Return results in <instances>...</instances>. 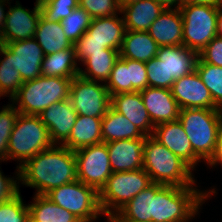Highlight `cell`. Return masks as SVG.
<instances>
[{
	"mask_svg": "<svg viewBox=\"0 0 222 222\" xmlns=\"http://www.w3.org/2000/svg\"><path fill=\"white\" fill-rule=\"evenodd\" d=\"M75 180V153L62 145L41 151L18 169V181L35 188L37 195H46L52 189Z\"/></svg>",
	"mask_w": 222,
	"mask_h": 222,
	"instance_id": "1",
	"label": "cell"
},
{
	"mask_svg": "<svg viewBox=\"0 0 222 222\" xmlns=\"http://www.w3.org/2000/svg\"><path fill=\"white\" fill-rule=\"evenodd\" d=\"M178 120L189 138L194 153L207 165L219 149L221 109H180Z\"/></svg>",
	"mask_w": 222,
	"mask_h": 222,
	"instance_id": "2",
	"label": "cell"
},
{
	"mask_svg": "<svg viewBox=\"0 0 222 222\" xmlns=\"http://www.w3.org/2000/svg\"><path fill=\"white\" fill-rule=\"evenodd\" d=\"M215 193V188L203 192L195 185L163 186L153 198V222H188Z\"/></svg>",
	"mask_w": 222,
	"mask_h": 222,
	"instance_id": "3",
	"label": "cell"
},
{
	"mask_svg": "<svg viewBox=\"0 0 222 222\" xmlns=\"http://www.w3.org/2000/svg\"><path fill=\"white\" fill-rule=\"evenodd\" d=\"M143 169L152 183L188 187L196 184L193 169L152 136L144 143Z\"/></svg>",
	"mask_w": 222,
	"mask_h": 222,
	"instance_id": "4",
	"label": "cell"
},
{
	"mask_svg": "<svg viewBox=\"0 0 222 222\" xmlns=\"http://www.w3.org/2000/svg\"><path fill=\"white\" fill-rule=\"evenodd\" d=\"M72 79L39 76L25 81L11 99L12 104L19 113L40 115L53 103L69 99Z\"/></svg>",
	"mask_w": 222,
	"mask_h": 222,
	"instance_id": "5",
	"label": "cell"
},
{
	"mask_svg": "<svg viewBox=\"0 0 222 222\" xmlns=\"http://www.w3.org/2000/svg\"><path fill=\"white\" fill-rule=\"evenodd\" d=\"M47 127L42 123L39 115L20 113L11 132L8 142V160L20 162L18 169L36 154L53 146Z\"/></svg>",
	"mask_w": 222,
	"mask_h": 222,
	"instance_id": "6",
	"label": "cell"
},
{
	"mask_svg": "<svg viewBox=\"0 0 222 222\" xmlns=\"http://www.w3.org/2000/svg\"><path fill=\"white\" fill-rule=\"evenodd\" d=\"M152 184L150 176L141 168L135 171L112 172L107 183L99 192L100 207L109 222L139 192Z\"/></svg>",
	"mask_w": 222,
	"mask_h": 222,
	"instance_id": "7",
	"label": "cell"
},
{
	"mask_svg": "<svg viewBox=\"0 0 222 222\" xmlns=\"http://www.w3.org/2000/svg\"><path fill=\"white\" fill-rule=\"evenodd\" d=\"M220 5L187 4L179 7L183 19V45L198 54L217 36Z\"/></svg>",
	"mask_w": 222,
	"mask_h": 222,
	"instance_id": "8",
	"label": "cell"
},
{
	"mask_svg": "<svg viewBox=\"0 0 222 222\" xmlns=\"http://www.w3.org/2000/svg\"><path fill=\"white\" fill-rule=\"evenodd\" d=\"M45 196L74 214L79 220L93 219L104 215L100 207L99 192L78 179L52 189Z\"/></svg>",
	"mask_w": 222,
	"mask_h": 222,
	"instance_id": "9",
	"label": "cell"
},
{
	"mask_svg": "<svg viewBox=\"0 0 222 222\" xmlns=\"http://www.w3.org/2000/svg\"><path fill=\"white\" fill-rule=\"evenodd\" d=\"M70 102L78 115L103 118L111 107V96L105 83L92 81L81 76L72 79Z\"/></svg>",
	"mask_w": 222,
	"mask_h": 222,
	"instance_id": "10",
	"label": "cell"
},
{
	"mask_svg": "<svg viewBox=\"0 0 222 222\" xmlns=\"http://www.w3.org/2000/svg\"><path fill=\"white\" fill-rule=\"evenodd\" d=\"M74 153L77 179L100 192L112 174L106 143L101 142L83 147Z\"/></svg>",
	"mask_w": 222,
	"mask_h": 222,
	"instance_id": "11",
	"label": "cell"
},
{
	"mask_svg": "<svg viewBox=\"0 0 222 222\" xmlns=\"http://www.w3.org/2000/svg\"><path fill=\"white\" fill-rule=\"evenodd\" d=\"M170 90L180 109H219L196 70L175 80Z\"/></svg>",
	"mask_w": 222,
	"mask_h": 222,
	"instance_id": "12",
	"label": "cell"
},
{
	"mask_svg": "<svg viewBox=\"0 0 222 222\" xmlns=\"http://www.w3.org/2000/svg\"><path fill=\"white\" fill-rule=\"evenodd\" d=\"M8 8V15L1 31L3 44L33 38L38 21L42 14L39 0H36L32 11L22 7L19 1Z\"/></svg>",
	"mask_w": 222,
	"mask_h": 222,
	"instance_id": "13",
	"label": "cell"
},
{
	"mask_svg": "<svg viewBox=\"0 0 222 222\" xmlns=\"http://www.w3.org/2000/svg\"><path fill=\"white\" fill-rule=\"evenodd\" d=\"M5 45L11 50V65L20 73L23 82L42 76L44 54L34 37Z\"/></svg>",
	"mask_w": 222,
	"mask_h": 222,
	"instance_id": "14",
	"label": "cell"
},
{
	"mask_svg": "<svg viewBox=\"0 0 222 222\" xmlns=\"http://www.w3.org/2000/svg\"><path fill=\"white\" fill-rule=\"evenodd\" d=\"M152 137L185 161L193 170L198 162H201V159L194 153L191 142L179 120L156 125Z\"/></svg>",
	"mask_w": 222,
	"mask_h": 222,
	"instance_id": "15",
	"label": "cell"
},
{
	"mask_svg": "<svg viewBox=\"0 0 222 222\" xmlns=\"http://www.w3.org/2000/svg\"><path fill=\"white\" fill-rule=\"evenodd\" d=\"M77 115L70 99H66L53 103L39 117L47 127L52 143L62 145L68 139Z\"/></svg>",
	"mask_w": 222,
	"mask_h": 222,
	"instance_id": "16",
	"label": "cell"
},
{
	"mask_svg": "<svg viewBox=\"0 0 222 222\" xmlns=\"http://www.w3.org/2000/svg\"><path fill=\"white\" fill-rule=\"evenodd\" d=\"M146 137L106 143L112 172L135 171L143 168Z\"/></svg>",
	"mask_w": 222,
	"mask_h": 222,
	"instance_id": "17",
	"label": "cell"
},
{
	"mask_svg": "<svg viewBox=\"0 0 222 222\" xmlns=\"http://www.w3.org/2000/svg\"><path fill=\"white\" fill-rule=\"evenodd\" d=\"M140 94L154 126L178 120L180 108L170 89L148 86Z\"/></svg>",
	"mask_w": 222,
	"mask_h": 222,
	"instance_id": "18",
	"label": "cell"
},
{
	"mask_svg": "<svg viewBox=\"0 0 222 222\" xmlns=\"http://www.w3.org/2000/svg\"><path fill=\"white\" fill-rule=\"evenodd\" d=\"M156 58L166 66L167 89H171L175 80L195 70L198 53L184 45L159 47Z\"/></svg>",
	"mask_w": 222,
	"mask_h": 222,
	"instance_id": "19",
	"label": "cell"
},
{
	"mask_svg": "<svg viewBox=\"0 0 222 222\" xmlns=\"http://www.w3.org/2000/svg\"><path fill=\"white\" fill-rule=\"evenodd\" d=\"M111 107L124 115L144 135L152 136L155 126L148 115L140 92L112 95Z\"/></svg>",
	"mask_w": 222,
	"mask_h": 222,
	"instance_id": "20",
	"label": "cell"
},
{
	"mask_svg": "<svg viewBox=\"0 0 222 222\" xmlns=\"http://www.w3.org/2000/svg\"><path fill=\"white\" fill-rule=\"evenodd\" d=\"M147 32L159 47L183 45V19L180 9H164Z\"/></svg>",
	"mask_w": 222,
	"mask_h": 222,
	"instance_id": "21",
	"label": "cell"
},
{
	"mask_svg": "<svg viewBox=\"0 0 222 222\" xmlns=\"http://www.w3.org/2000/svg\"><path fill=\"white\" fill-rule=\"evenodd\" d=\"M118 17L112 15L92 19L86 31V41H97L105 48L120 51L126 29L123 16Z\"/></svg>",
	"mask_w": 222,
	"mask_h": 222,
	"instance_id": "22",
	"label": "cell"
},
{
	"mask_svg": "<svg viewBox=\"0 0 222 222\" xmlns=\"http://www.w3.org/2000/svg\"><path fill=\"white\" fill-rule=\"evenodd\" d=\"M164 8L155 0H138L121 9L126 30L148 31Z\"/></svg>",
	"mask_w": 222,
	"mask_h": 222,
	"instance_id": "23",
	"label": "cell"
},
{
	"mask_svg": "<svg viewBox=\"0 0 222 222\" xmlns=\"http://www.w3.org/2000/svg\"><path fill=\"white\" fill-rule=\"evenodd\" d=\"M163 186L162 184L152 183L146 189L139 192L117 213L109 217V219L153 222V198Z\"/></svg>",
	"mask_w": 222,
	"mask_h": 222,
	"instance_id": "24",
	"label": "cell"
},
{
	"mask_svg": "<svg viewBox=\"0 0 222 222\" xmlns=\"http://www.w3.org/2000/svg\"><path fill=\"white\" fill-rule=\"evenodd\" d=\"M159 46L147 31L126 30L119 51L121 58L147 62L156 57Z\"/></svg>",
	"mask_w": 222,
	"mask_h": 222,
	"instance_id": "25",
	"label": "cell"
},
{
	"mask_svg": "<svg viewBox=\"0 0 222 222\" xmlns=\"http://www.w3.org/2000/svg\"><path fill=\"white\" fill-rule=\"evenodd\" d=\"M102 118L77 115L68 139L62 144L72 151L103 142Z\"/></svg>",
	"mask_w": 222,
	"mask_h": 222,
	"instance_id": "26",
	"label": "cell"
},
{
	"mask_svg": "<svg viewBox=\"0 0 222 222\" xmlns=\"http://www.w3.org/2000/svg\"><path fill=\"white\" fill-rule=\"evenodd\" d=\"M34 38L42 48L44 56L70 49L73 46L64 34L61 22L50 21L42 14Z\"/></svg>",
	"mask_w": 222,
	"mask_h": 222,
	"instance_id": "27",
	"label": "cell"
},
{
	"mask_svg": "<svg viewBox=\"0 0 222 222\" xmlns=\"http://www.w3.org/2000/svg\"><path fill=\"white\" fill-rule=\"evenodd\" d=\"M101 135L105 143L147 137L124 115L118 113L112 107L102 118Z\"/></svg>",
	"mask_w": 222,
	"mask_h": 222,
	"instance_id": "28",
	"label": "cell"
},
{
	"mask_svg": "<svg viewBox=\"0 0 222 222\" xmlns=\"http://www.w3.org/2000/svg\"><path fill=\"white\" fill-rule=\"evenodd\" d=\"M119 57L118 50L109 48L104 52L92 53L82 62L85 69L80 68L78 75L88 80L106 83Z\"/></svg>",
	"mask_w": 222,
	"mask_h": 222,
	"instance_id": "29",
	"label": "cell"
},
{
	"mask_svg": "<svg viewBox=\"0 0 222 222\" xmlns=\"http://www.w3.org/2000/svg\"><path fill=\"white\" fill-rule=\"evenodd\" d=\"M75 49H65L44 56L42 61V76L74 78L78 76L80 67L77 65Z\"/></svg>",
	"mask_w": 222,
	"mask_h": 222,
	"instance_id": "30",
	"label": "cell"
},
{
	"mask_svg": "<svg viewBox=\"0 0 222 222\" xmlns=\"http://www.w3.org/2000/svg\"><path fill=\"white\" fill-rule=\"evenodd\" d=\"M30 222H77L79 219L45 195L35 194L28 204Z\"/></svg>",
	"mask_w": 222,
	"mask_h": 222,
	"instance_id": "31",
	"label": "cell"
},
{
	"mask_svg": "<svg viewBox=\"0 0 222 222\" xmlns=\"http://www.w3.org/2000/svg\"><path fill=\"white\" fill-rule=\"evenodd\" d=\"M0 97H10L11 100L24 83L19 72L11 65V50L3 44L0 46ZM8 95V96H7Z\"/></svg>",
	"mask_w": 222,
	"mask_h": 222,
	"instance_id": "32",
	"label": "cell"
},
{
	"mask_svg": "<svg viewBox=\"0 0 222 222\" xmlns=\"http://www.w3.org/2000/svg\"><path fill=\"white\" fill-rule=\"evenodd\" d=\"M195 70L209 89L214 104L222 110V67L205 63L198 57Z\"/></svg>",
	"mask_w": 222,
	"mask_h": 222,
	"instance_id": "33",
	"label": "cell"
},
{
	"mask_svg": "<svg viewBox=\"0 0 222 222\" xmlns=\"http://www.w3.org/2000/svg\"><path fill=\"white\" fill-rule=\"evenodd\" d=\"M92 18L79 6L66 18L61 20L67 39L74 44L88 29Z\"/></svg>",
	"mask_w": 222,
	"mask_h": 222,
	"instance_id": "34",
	"label": "cell"
},
{
	"mask_svg": "<svg viewBox=\"0 0 222 222\" xmlns=\"http://www.w3.org/2000/svg\"><path fill=\"white\" fill-rule=\"evenodd\" d=\"M19 114L12 103L0 110V162L8 161V142Z\"/></svg>",
	"mask_w": 222,
	"mask_h": 222,
	"instance_id": "35",
	"label": "cell"
},
{
	"mask_svg": "<svg viewBox=\"0 0 222 222\" xmlns=\"http://www.w3.org/2000/svg\"><path fill=\"white\" fill-rule=\"evenodd\" d=\"M0 222H30L29 208L20 191L11 199L0 202Z\"/></svg>",
	"mask_w": 222,
	"mask_h": 222,
	"instance_id": "36",
	"label": "cell"
},
{
	"mask_svg": "<svg viewBox=\"0 0 222 222\" xmlns=\"http://www.w3.org/2000/svg\"><path fill=\"white\" fill-rule=\"evenodd\" d=\"M39 4L45 18L61 22L79 6V0H39Z\"/></svg>",
	"mask_w": 222,
	"mask_h": 222,
	"instance_id": "37",
	"label": "cell"
},
{
	"mask_svg": "<svg viewBox=\"0 0 222 222\" xmlns=\"http://www.w3.org/2000/svg\"><path fill=\"white\" fill-rule=\"evenodd\" d=\"M109 95L128 93V68L127 58H121L115 62L108 80L105 83Z\"/></svg>",
	"mask_w": 222,
	"mask_h": 222,
	"instance_id": "38",
	"label": "cell"
},
{
	"mask_svg": "<svg viewBox=\"0 0 222 222\" xmlns=\"http://www.w3.org/2000/svg\"><path fill=\"white\" fill-rule=\"evenodd\" d=\"M79 7L84 9L92 19L121 13L118 0H79Z\"/></svg>",
	"mask_w": 222,
	"mask_h": 222,
	"instance_id": "39",
	"label": "cell"
},
{
	"mask_svg": "<svg viewBox=\"0 0 222 222\" xmlns=\"http://www.w3.org/2000/svg\"><path fill=\"white\" fill-rule=\"evenodd\" d=\"M128 93L140 92L148 87L145 62L127 59Z\"/></svg>",
	"mask_w": 222,
	"mask_h": 222,
	"instance_id": "40",
	"label": "cell"
},
{
	"mask_svg": "<svg viewBox=\"0 0 222 222\" xmlns=\"http://www.w3.org/2000/svg\"><path fill=\"white\" fill-rule=\"evenodd\" d=\"M148 86L167 88V69L162 61L158 60L156 57L145 62Z\"/></svg>",
	"mask_w": 222,
	"mask_h": 222,
	"instance_id": "41",
	"label": "cell"
},
{
	"mask_svg": "<svg viewBox=\"0 0 222 222\" xmlns=\"http://www.w3.org/2000/svg\"><path fill=\"white\" fill-rule=\"evenodd\" d=\"M205 63L222 67V37H214L198 54Z\"/></svg>",
	"mask_w": 222,
	"mask_h": 222,
	"instance_id": "42",
	"label": "cell"
},
{
	"mask_svg": "<svg viewBox=\"0 0 222 222\" xmlns=\"http://www.w3.org/2000/svg\"><path fill=\"white\" fill-rule=\"evenodd\" d=\"M76 60L81 63L92 53L104 52L106 49L97 41H86V32L73 44Z\"/></svg>",
	"mask_w": 222,
	"mask_h": 222,
	"instance_id": "43",
	"label": "cell"
},
{
	"mask_svg": "<svg viewBox=\"0 0 222 222\" xmlns=\"http://www.w3.org/2000/svg\"><path fill=\"white\" fill-rule=\"evenodd\" d=\"M19 184L14 177H5L0 170V202L7 201L16 195L19 192Z\"/></svg>",
	"mask_w": 222,
	"mask_h": 222,
	"instance_id": "44",
	"label": "cell"
},
{
	"mask_svg": "<svg viewBox=\"0 0 222 222\" xmlns=\"http://www.w3.org/2000/svg\"><path fill=\"white\" fill-rule=\"evenodd\" d=\"M164 9H178L181 6V0H155Z\"/></svg>",
	"mask_w": 222,
	"mask_h": 222,
	"instance_id": "45",
	"label": "cell"
},
{
	"mask_svg": "<svg viewBox=\"0 0 222 222\" xmlns=\"http://www.w3.org/2000/svg\"><path fill=\"white\" fill-rule=\"evenodd\" d=\"M221 0H181V5L187 4H204V5H220Z\"/></svg>",
	"mask_w": 222,
	"mask_h": 222,
	"instance_id": "46",
	"label": "cell"
},
{
	"mask_svg": "<svg viewBox=\"0 0 222 222\" xmlns=\"http://www.w3.org/2000/svg\"><path fill=\"white\" fill-rule=\"evenodd\" d=\"M217 164H221L222 167V122L220 125V138H219V149L216 158L209 165L210 167H216ZM215 165V166H214Z\"/></svg>",
	"mask_w": 222,
	"mask_h": 222,
	"instance_id": "47",
	"label": "cell"
},
{
	"mask_svg": "<svg viewBox=\"0 0 222 222\" xmlns=\"http://www.w3.org/2000/svg\"><path fill=\"white\" fill-rule=\"evenodd\" d=\"M10 0H0V31H2V28L5 24V21H6V18H7V13L8 12H5V5L6 3L10 4L9 3ZM6 13V14H5Z\"/></svg>",
	"mask_w": 222,
	"mask_h": 222,
	"instance_id": "48",
	"label": "cell"
},
{
	"mask_svg": "<svg viewBox=\"0 0 222 222\" xmlns=\"http://www.w3.org/2000/svg\"><path fill=\"white\" fill-rule=\"evenodd\" d=\"M217 36L222 37V5H220L217 14Z\"/></svg>",
	"mask_w": 222,
	"mask_h": 222,
	"instance_id": "49",
	"label": "cell"
},
{
	"mask_svg": "<svg viewBox=\"0 0 222 222\" xmlns=\"http://www.w3.org/2000/svg\"><path fill=\"white\" fill-rule=\"evenodd\" d=\"M138 0H118V4L120 8L122 9L125 6H128L134 2H137Z\"/></svg>",
	"mask_w": 222,
	"mask_h": 222,
	"instance_id": "50",
	"label": "cell"
},
{
	"mask_svg": "<svg viewBox=\"0 0 222 222\" xmlns=\"http://www.w3.org/2000/svg\"><path fill=\"white\" fill-rule=\"evenodd\" d=\"M109 222H145V221H135L130 219H109Z\"/></svg>",
	"mask_w": 222,
	"mask_h": 222,
	"instance_id": "51",
	"label": "cell"
},
{
	"mask_svg": "<svg viewBox=\"0 0 222 222\" xmlns=\"http://www.w3.org/2000/svg\"><path fill=\"white\" fill-rule=\"evenodd\" d=\"M97 219H99V217L98 218H93V219H86V220H78L77 222H95V220H97Z\"/></svg>",
	"mask_w": 222,
	"mask_h": 222,
	"instance_id": "52",
	"label": "cell"
},
{
	"mask_svg": "<svg viewBox=\"0 0 222 222\" xmlns=\"http://www.w3.org/2000/svg\"><path fill=\"white\" fill-rule=\"evenodd\" d=\"M3 45V41H2V36H1V31H0V46Z\"/></svg>",
	"mask_w": 222,
	"mask_h": 222,
	"instance_id": "53",
	"label": "cell"
}]
</instances>
